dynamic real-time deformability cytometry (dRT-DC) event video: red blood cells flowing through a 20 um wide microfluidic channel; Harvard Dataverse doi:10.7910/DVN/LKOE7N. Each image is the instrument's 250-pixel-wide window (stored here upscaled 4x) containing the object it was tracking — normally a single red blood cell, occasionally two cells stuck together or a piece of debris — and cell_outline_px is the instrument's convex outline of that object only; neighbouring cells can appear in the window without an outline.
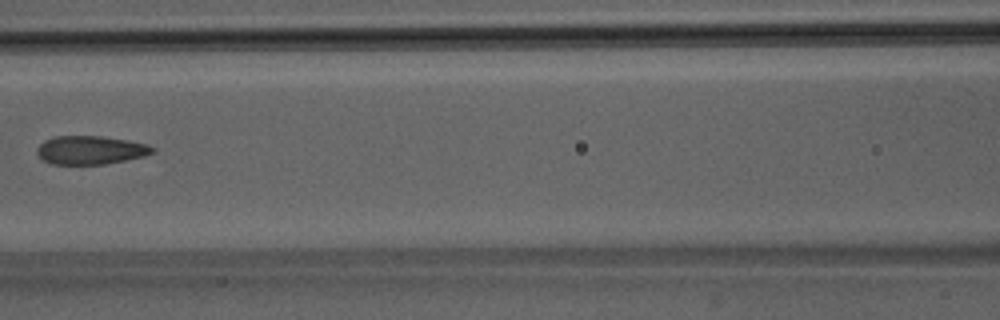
{"species": "Egyptian fruit bat (a non-hibernating species)", "species_latin": "Rousettus aegyptiacus", "temperature_condition": "room temperature", "stored_images_in_passage": 7, "camera_frame_rate_fps": 3000, "um_per_image_px": 0.085, "animal": {"sex": "male"}, "frame": {"image": 1, "passage_image": 6, "time_ms": 6.0, "image_size_px": [1000, 320], "cell_outline_px": [[156, 152], [144, 156], [104, 164], [52, 164], [40, 160], [36, 152], [36, 148], [44, 140], [56, 136], [100, 136], [124, 140], [144, 144], [156, 148]], "centroid_in_image_um": [7.63, 12.76], "position_along_channel_um": 159.0, "area_um2": 19.13}}